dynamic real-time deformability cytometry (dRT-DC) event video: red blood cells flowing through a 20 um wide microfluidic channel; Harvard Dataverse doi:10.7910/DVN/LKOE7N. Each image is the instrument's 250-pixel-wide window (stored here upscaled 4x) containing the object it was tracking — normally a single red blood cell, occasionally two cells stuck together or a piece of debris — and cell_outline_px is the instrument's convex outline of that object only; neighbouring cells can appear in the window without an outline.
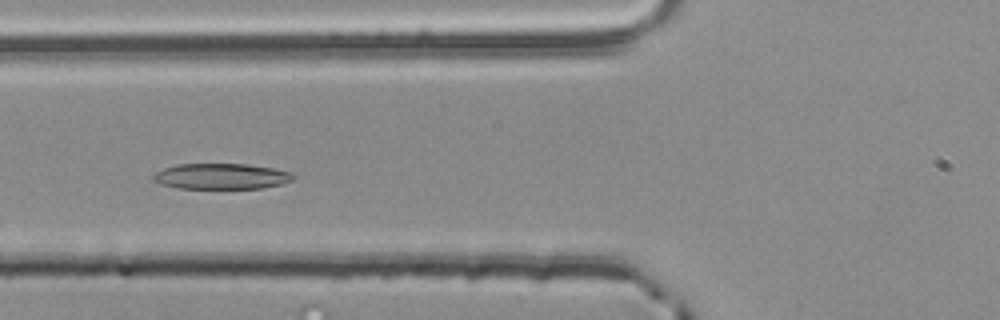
{"species": "common noctule bat (a hibernating species)", "species_latin": "Nyctalus noctula", "temperature_condition": "room temperature", "stored_images_in_passage": 36, "camera_frame_rate_fps": 3000, "um_per_image_px": 0.085, "animal": {"sex": "male", "body_mass_g": 20.4}, "frame": {"image": 1, "passage_image": 11, "time_ms": 3.333, "image_size_px": [1000, 320], "cell_outline_px": [[296, 176], [292, 180], [280, 184], [260, 188], [180, 188], [164, 184], [152, 180], [152, 176], [156, 172], [164, 168], [176, 164], [248, 164], [272, 168], [292, 172]], "centroid_in_image_um": [18.82, 14.97], "position_along_channel_um": 107.0, "area_um2": 20.81}}
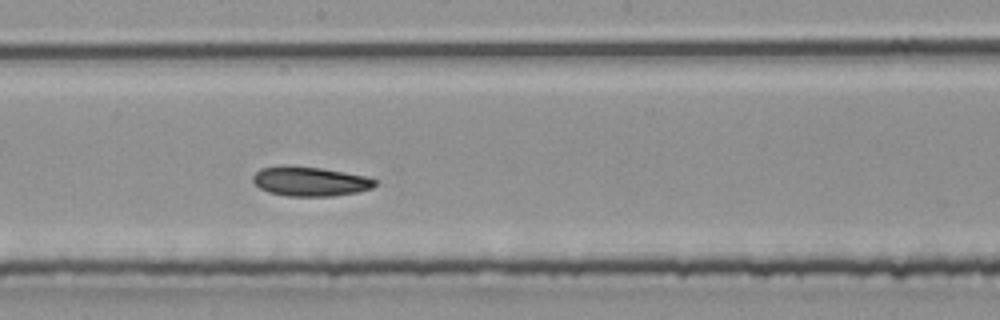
{"frame": {"image": 2, "passage_image": 20, "time_ms": 6.333, "image_size_px": [1000, 320], "cell_outline_px": [[376, 184], [372, 188], [356, 192], [332, 196], [288, 196], [268, 192], [260, 188], [252, 180], [252, 176], [260, 168], [284, 164], [288, 164], [320, 168], [344, 172], [364, 176], [376, 180]], "centroid_in_image_um": [26.3, 15.4], "position_along_channel_um": 221.9, "area_um2": 21.04}}
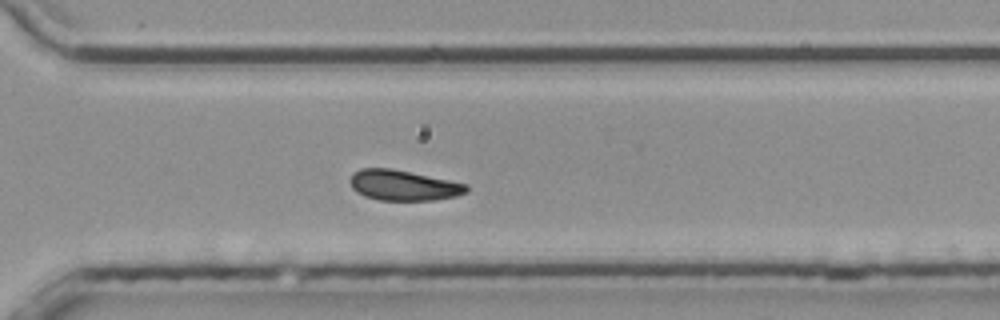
{"frame": {"image": 3, "passage_image": 29, "time_ms": 9.333, "image_size_px": [1000, 320], "cell_outline_px": [[468, 192], [456, 196], [436, 200], [376, 200], [364, 196], [356, 192], [352, 188], [348, 180], [352, 172], [360, 168], [392, 168], [468, 184]], "centroid_in_image_um": [34.25, 15.75], "position_along_channel_um": 336.4, "area_um2": 20.92}, "authors_computed_cell_mechanics": {"area_um2": 20.8947, "velocity_mm_per_s": 3.817, "shape_relaxation_time_tau1_ms": 3.2594, "shape_relaxation_time_tau2_ms": 6.6997, "deformation_change_tau1": 0.1117, "deformation_change_tau2": 0.1029}}